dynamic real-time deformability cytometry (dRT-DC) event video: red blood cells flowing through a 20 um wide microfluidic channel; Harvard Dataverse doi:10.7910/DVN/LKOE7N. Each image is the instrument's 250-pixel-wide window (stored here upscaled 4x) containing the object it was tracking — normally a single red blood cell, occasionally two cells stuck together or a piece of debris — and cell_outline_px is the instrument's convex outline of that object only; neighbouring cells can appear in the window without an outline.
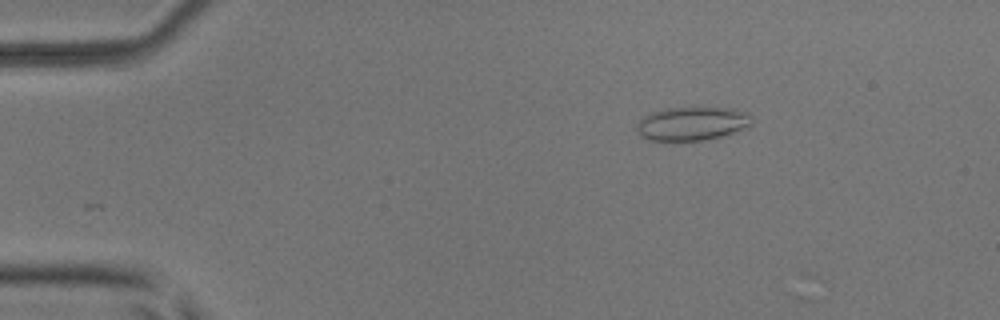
{"species": "common noctule bat (a hibernating species)", "species_latin": "Nyctalus noctula", "temperature_condition": "room temperature", "stored_images_in_passage": 4, "camera_frame_rate_fps": 3000, "um_per_image_px": 0.085, "animal": {"sex": "male", "body_mass_g": 17.9, "forearm_length_mm": 54.2}, "frame": {"image": 1, "passage_image": 2, "time_ms": 0.333, "image_size_px": [1000, 320], "cell_outline_px": [[752, 124], [748, 128], [720, 136], [704, 140], [648, 140], [640, 136], [636, 128], [636, 124], [644, 116], [652, 112], [664, 108], [692, 104], [704, 104], [732, 108], [748, 112], [752, 116]], "centroid_in_image_um": [58.87, 10.43], "position_along_channel_um": 26.1, "area_um2": 23.76}}